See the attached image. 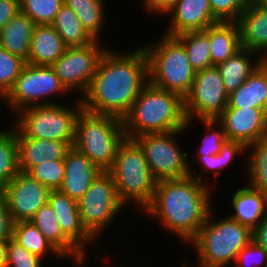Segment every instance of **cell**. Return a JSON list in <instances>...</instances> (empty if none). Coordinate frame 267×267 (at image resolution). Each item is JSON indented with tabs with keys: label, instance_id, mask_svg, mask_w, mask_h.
Instances as JSON below:
<instances>
[{
	"label": "cell",
	"instance_id": "cell-1",
	"mask_svg": "<svg viewBox=\"0 0 267 267\" xmlns=\"http://www.w3.org/2000/svg\"><path fill=\"white\" fill-rule=\"evenodd\" d=\"M148 82V58L142 46L124 54L107 48L81 96L83 109L123 119Z\"/></svg>",
	"mask_w": 267,
	"mask_h": 267
},
{
	"label": "cell",
	"instance_id": "cell-2",
	"mask_svg": "<svg viewBox=\"0 0 267 267\" xmlns=\"http://www.w3.org/2000/svg\"><path fill=\"white\" fill-rule=\"evenodd\" d=\"M209 187L190 176L159 180L153 199L144 210L147 216L152 215L150 218H158L167 232L190 243L211 211Z\"/></svg>",
	"mask_w": 267,
	"mask_h": 267
},
{
	"label": "cell",
	"instance_id": "cell-3",
	"mask_svg": "<svg viewBox=\"0 0 267 267\" xmlns=\"http://www.w3.org/2000/svg\"><path fill=\"white\" fill-rule=\"evenodd\" d=\"M122 120L129 139L145 133L185 130L184 98L148 82Z\"/></svg>",
	"mask_w": 267,
	"mask_h": 267
},
{
	"label": "cell",
	"instance_id": "cell-4",
	"mask_svg": "<svg viewBox=\"0 0 267 267\" xmlns=\"http://www.w3.org/2000/svg\"><path fill=\"white\" fill-rule=\"evenodd\" d=\"M212 215L211 210L190 243L199 267H226L234 264L238 253L252 241V231L229 216L214 221Z\"/></svg>",
	"mask_w": 267,
	"mask_h": 267
},
{
	"label": "cell",
	"instance_id": "cell-5",
	"mask_svg": "<svg viewBox=\"0 0 267 267\" xmlns=\"http://www.w3.org/2000/svg\"><path fill=\"white\" fill-rule=\"evenodd\" d=\"M125 138L121 118L94 114L83 109L76 121L73 147L101 171H108L113 165L119 145Z\"/></svg>",
	"mask_w": 267,
	"mask_h": 267
},
{
	"label": "cell",
	"instance_id": "cell-6",
	"mask_svg": "<svg viewBox=\"0 0 267 267\" xmlns=\"http://www.w3.org/2000/svg\"><path fill=\"white\" fill-rule=\"evenodd\" d=\"M114 180L120 201L130 200L145 209L153 199L157 180L153 177L144 152L134 139L125 138L107 171ZM140 204V205H138Z\"/></svg>",
	"mask_w": 267,
	"mask_h": 267
},
{
	"label": "cell",
	"instance_id": "cell-7",
	"mask_svg": "<svg viewBox=\"0 0 267 267\" xmlns=\"http://www.w3.org/2000/svg\"><path fill=\"white\" fill-rule=\"evenodd\" d=\"M155 42L143 46L148 58L149 82L184 98L196 74L184 46L175 37L165 34Z\"/></svg>",
	"mask_w": 267,
	"mask_h": 267
},
{
	"label": "cell",
	"instance_id": "cell-8",
	"mask_svg": "<svg viewBox=\"0 0 267 267\" xmlns=\"http://www.w3.org/2000/svg\"><path fill=\"white\" fill-rule=\"evenodd\" d=\"M76 104L74 108L61 103L23 108L15 114L14 126L24 137L74 142L76 121L83 110L81 99Z\"/></svg>",
	"mask_w": 267,
	"mask_h": 267
},
{
	"label": "cell",
	"instance_id": "cell-9",
	"mask_svg": "<svg viewBox=\"0 0 267 267\" xmlns=\"http://www.w3.org/2000/svg\"><path fill=\"white\" fill-rule=\"evenodd\" d=\"M69 92L51 66L25 64L13 87L2 98L16 114L23 108L58 104L49 97ZM49 98V99H48ZM45 100V101H44Z\"/></svg>",
	"mask_w": 267,
	"mask_h": 267
},
{
	"label": "cell",
	"instance_id": "cell-10",
	"mask_svg": "<svg viewBox=\"0 0 267 267\" xmlns=\"http://www.w3.org/2000/svg\"><path fill=\"white\" fill-rule=\"evenodd\" d=\"M77 204L81 223L94 240L126 206L120 201L114 180L107 171L100 173Z\"/></svg>",
	"mask_w": 267,
	"mask_h": 267
},
{
	"label": "cell",
	"instance_id": "cell-11",
	"mask_svg": "<svg viewBox=\"0 0 267 267\" xmlns=\"http://www.w3.org/2000/svg\"><path fill=\"white\" fill-rule=\"evenodd\" d=\"M185 130L166 133H145L134 138L142 148L153 177L181 179L189 176L188 153L183 152L176 142V136Z\"/></svg>",
	"mask_w": 267,
	"mask_h": 267
},
{
	"label": "cell",
	"instance_id": "cell-12",
	"mask_svg": "<svg viewBox=\"0 0 267 267\" xmlns=\"http://www.w3.org/2000/svg\"><path fill=\"white\" fill-rule=\"evenodd\" d=\"M228 94L225 91L223 79L217 66L199 70L189 93L184 97L185 128L192 120L217 119L227 107Z\"/></svg>",
	"mask_w": 267,
	"mask_h": 267
},
{
	"label": "cell",
	"instance_id": "cell-13",
	"mask_svg": "<svg viewBox=\"0 0 267 267\" xmlns=\"http://www.w3.org/2000/svg\"><path fill=\"white\" fill-rule=\"evenodd\" d=\"M99 41L101 40L84 46L67 47L65 53L51 65L69 92L78 90L84 95L88 90L98 62L107 50Z\"/></svg>",
	"mask_w": 267,
	"mask_h": 267
},
{
	"label": "cell",
	"instance_id": "cell-14",
	"mask_svg": "<svg viewBox=\"0 0 267 267\" xmlns=\"http://www.w3.org/2000/svg\"><path fill=\"white\" fill-rule=\"evenodd\" d=\"M49 192L47 187L24 172H19L0 190L14 223L30 221L35 213L48 202Z\"/></svg>",
	"mask_w": 267,
	"mask_h": 267
},
{
	"label": "cell",
	"instance_id": "cell-15",
	"mask_svg": "<svg viewBox=\"0 0 267 267\" xmlns=\"http://www.w3.org/2000/svg\"><path fill=\"white\" fill-rule=\"evenodd\" d=\"M223 127L226 139L244 144L267 138V111L260 108H225L216 119Z\"/></svg>",
	"mask_w": 267,
	"mask_h": 267
},
{
	"label": "cell",
	"instance_id": "cell-16",
	"mask_svg": "<svg viewBox=\"0 0 267 267\" xmlns=\"http://www.w3.org/2000/svg\"><path fill=\"white\" fill-rule=\"evenodd\" d=\"M169 25L165 35L175 37L179 34L202 31L220 22L212 13L209 0H178L167 12ZM171 21V22H170Z\"/></svg>",
	"mask_w": 267,
	"mask_h": 267
},
{
	"label": "cell",
	"instance_id": "cell-17",
	"mask_svg": "<svg viewBox=\"0 0 267 267\" xmlns=\"http://www.w3.org/2000/svg\"><path fill=\"white\" fill-rule=\"evenodd\" d=\"M48 204L57 216L63 235L87 258L86 246L95 240L81 223L77 201L60 190H50Z\"/></svg>",
	"mask_w": 267,
	"mask_h": 267
},
{
	"label": "cell",
	"instance_id": "cell-18",
	"mask_svg": "<svg viewBox=\"0 0 267 267\" xmlns=\"http://www.w3.org/2000/svg\"><path fill=\"white\" fill-rule=\"evenodd\" d=\"M64 167L65 175L62 187L59 190L77 202L102 172L84 154L77 151L74 147L67 152L64 158Z\"/></svg>",
	"mask_w": 267,
	"mask_h": 267
},
{
	"label": "cell",
	"instance_id": "cell-19",
	"mask_svg": "<svg viewBox=\"0 0 267 267\" xmlns=\"http://www.w3.org/2000/svg\"><path fill=\"white\" fill-rule=\"evenodd\" d=\"M20 172L26 173L31 167L44 160H64L74 142L24 137L15 128Z\"/></svg>",
	"mask_w": 267,
	"mask_h": 267
},
{
	"label": "cell",
	"instance_id": "cell-20",
	"mask_svg": "<svg viewBox=\"0 0 267 267\" xmlns=\"http://www.w3.org/2000/svg\"><path fill=\"white\" fill-rule=\"evenodd\" d=\"M236 22L241 48L261 55L267 49V7L249 1Z\"/></svg>",
	"mask_w": 267,
	"mask_h": 267
},
{
	"label": "cell",
	"instance_id": "cell-21",
	"mask_svg": "<svg viewBox=\"0 0 267 267\" xmlns=\"http://www.w3.org/2000/svg\"><path fill=\"white\" fill-rule=\"evenodd\" d=\"M67 46L51 24L35 25L27 64L51 66Z\"/></svg>",
	"mask_w": 267,
	"mask_h": 267
},
{
	"label": "cell",
	"instance_id": "cell-22",
	"mask_svg": "<svg viewBox=\"0 0 267 267\" xmlns=\"http://www.w3.org/2000/svg\"><path fill=\"white\" fill-rule=\"evenodd\" d=\"M45 238L65 257L73 256L76 265L86 264V257L63 235L60 224L54 210L48 204H44L30 220Z\"/></svg>",
	"mask_w": 267,
	"mask_h": 267
},
{
	"label": "cell",
	"instance_id": "cell-23",
	"mask_svg": "<svg viewBox=\"0 0 267 267\" xmlns=\"http://www.w3.org/2000/svg\"><path fill=\"white\" fill-rule=\"evenodd\" d=\"M231 200L234 213L229 217L251 231L258 226L267 213V197L249 185L235 191Z\"/></svg>",
	"mask_w": 267,
	"mask_h": 267
},
{
	"label": "cell",
	"instance_id": "cell-24",
	"mask_svg": "<svg viewBox=\"0 0 267 267\" xmlns=\"http://www.w3.org/2000/svg\"><path fill=\"white\" fill-rule=\"evenodd\" d=\"M249 107L267 111V69L261 64L237 90L228 95L226 108Z\"/></svg>",
	"mask_w": 267,
	"mask_h": 267
},
{
	"label": "cell",
	"instance_id": "cell-25",
	"mask_svg": "<svg viewBox=\"0 0 267 267\" xmlns=\"http://www.w3.org/2000/svg\"><path fill=\"white\" fill-rule=\"evenodd\" d=\"M35 23L19 11L0 31V47L27 62Z\"/></svg>",
	"mask_w": 267,
	"mask_h": 267
},
{
	"label": "cell",
	"instance_id": "cell-26",
	"mask_svg": "<svg viewBox=\"0 0 267 267\" xmlns=\"http://www.w3.org/2000/svg\"><path fill=\"white\" fill-rule=\"evenodd\" d=\"M257 55L259 56L254 51L241 48L225 62L217 65L228 95L237 90L261 64L260 57H257L256 61H252L253 58H256L253 56Z\"/></svg>",
	"mask_w": 267,
	"mask_h": 267
},
{
	"label": "cell",
	"instance_id": "cell-27",
	"mask_svg": "<svg viewBox=\"0 0 267 267\" xmlns=\"http://www.w3.org/2000/svg\"><path fill=\"white\" fill-rule=\"evenodd\" d=\"M210 42L211 65L217 66L241 49L237 22H218L210 26Z\"/></svg>",
	"mask_w": 267,
	"mask_h": 267
},
{
	"label": "cell",
	"instance_id": "cell-28",
	"mask_svg": "<svg viewBox=\"0 0 267 267\" xmlns=\"http://www.w3.org/2000/svg\"><path fill=\"white\" fill-rule=\"evenodd\" d=\"M51 25L67 47L84 46L95 41L84 29L76 13L66 4L60 7Z\"/></svg>",
	"mask_w": 267,
	"mask_h": 267
},
{
	"label": "cell",
	"instance_id": "cell-29",
	"mask_svg": "<svg viewBox=\"0 0 267 267\" xmlns=\"http://www.w3.org/2000/svg\"><path fill=\"white\" fill-rule=\"evenodd\" d=\"M175 38L184 46L191 67L197 72L211 67L210 26L202 31L179 34Z\"/></svg>",
	"mask_w": 267,
	"mask_h": 267
},
{
	"label": "cell",
	"instance_id": "cell-30",
	"mask_svg": "<svg viewBox=\"0 0 267 267\" xmlns=\"http://www.w3.org/2000/svg\"><path fill=\"white\" fill-rule=\"evenodd\" d=\"M12 239L42 259L50 252L54 257L59 256V259L63 257L31 221L13 223Z\"/></svg>",
	"mask_w": 267,
	"mask_h": 267
},
{
	"label": "cell",
	"instance_id": "cell-31",
	"mask_svg": "<svg viewBox=\"0 0 267 267\" xmlns=\"http://www.w3.org/2000/svg\"><path fill=\"white\" fill-rule=\"evenodd\" d=\"M105 0H64L77 15L84 29L94 39L101 38L102 27L105 26Z\"/></svg>",
	"mask_w": 267,
	"mask_h": 267
},
{
	"label": "cell",
	"instance_id": "cell-32",
	"mask_svg": "<svg viewBox=\"0 0 267 267\" xmlns=\"http://www.w3.org/2000/svg\"><path fill=\"white\" fill-rule=\"evenodd\" d=\"M246 152V146L240 142L233 141V140H226L222 146L221 150L218 154L210 155V156H196L198 162L200 161L201 174H197L192 171L191 165L189 166V176L194 177L200 183H204L208 185L207 182L202 180V176L204 173L213 172V174L218 176L222 172V168H225L229 163H232L239 154H243ZM238 155V156H237Z\"/></svg>",
	"mask_w": 267,
	"mask_h": 267
},
{
	"label": "cell",
	"instance_id": "cell-33",
	"mask_svg": "<svg viewBox=\"0 0 267 267\" xmlns=\"http://www.w3.org/2000/svg\"><path fill=\"white\" fill-rule=\"evenodd\" d=\"M12 130V131H11ZM20 172L18 144L14 129L0 131V190Z\"/></svg>",
	"mask_w": 267,
	"mask_h": 267
},
{
	"label": "cell",
	"instance_id": "cell-34",
	"mask_svg": "<svg viewBox=\"0 0 267 267\" xmlns=\"http://www.w3.org/2000/svg\"><path fill=\"white\" fill-rule=\"evenodd\" d=\"M249 149L252 151L249 152V158L246 161L247 173L250 177L248 185L267 197V138L248 145L246 150Z\"/></svg>",
	"mask_w": 267,
	"mask_h": 267
},
{
	"label": "cell",
	"instance_id": "cell-35",
	"mask_svg": "<svg viewBox=\"0 0 267 267\" xmlns=\"http://www.w3.org/2000/svg\"><path fill=\"white\" fill-rule=\"evenodd\" d=\"M26 174L49 190H59L65 175L64 160H44L31 167Z\"/></svg>",
	"mask_w": 267,
	"mask_h": 267
},
{
	"label": "cell",
	"instance_id": "cell-36",
	"mask_svg": "<svg viewBox=\"0 0 267 267\" xmlns=\"http://www.w3.org/2000/svg\"><path fill=\"white\" fill-rule=\"evenodd\" d=\"M64 0H20V11L35 25L52 24Z\"/></svg>",
	"mask_w": 267,
	"mask_h": 267
},
{
	"label": "cell",
	"instance_id": "cell-37",
	"mask_svg": "<svg viewBox=\"0 0 267 267\" xmlns=\"http://www.w3.org/2000/svg\"><path fill=\"white\" fill-rule=\"evenodd\" d=\"M26 62L0 47V99L13 87Z\"/></svg>",
	"mask_w": 267,
	"mask_h": 267
},
{
	"label": "cell",
	"instance_id": "cell-38",
	"mask_svg": "<svg viewBox=\"0 0 267 267\" xmlns=\"http://www.w3.org/2000/svg\"><path fill=\"white\" fill-rule=\"evenodd\" d=\"M198 121H201V124L204 125L206 129L208 128V130L205 131L207 133L201 142V147L195 154L197 156H210L218 154L221 150L222 144L227 140L222 125L216 119ZM218 125L219 127H217Z\"/></svg>",
	"mask_w": 267,
	"mask_h": 267
},
{
	"label": "cell",
	"instance_id": "cell-39",
	"mask_svg": "<svg viewBox=\"0 0 267 267\" xmlns=\"http://www.w3.org/2000/svg\"><path fill=\"white\" fill-rule=\"evenodd\" d=\"M43 259L30 253L12 238L7 241L5 267H42Z\"/></svg>",
	"mask_w": 267,
	"mask_h": 267
},
{
	"label": "cell",
	"instance_id": "cell-40",
	"mask_svg": "<svg viewBox=\"0 0 267 267\" xmlns=\"http://www.w3.org/2000/svg\"><path fill=\"white\" fill-rule=\"evenodd\" d=\"M250 0H209L213 15L220 22H236Z\"/></svg>",
	"mask_w": 267,
	"mask_h": 267
},
{
	"label": "cell",
	"instance_id": "cell-41",
	"mask_svg": "<svg viewBox=\"0 0 267 267\" xmlns=\"http://www.w3.org/2000/svg\"><path fill=\"white\" fill-rule=\"evenodd\" d=\"M236 267H267V251L253 240L237 255Z\"/></svg>",
	"mask_w": 267,
	"mask_h": 267
},
{
	"label": "cell",
	"instance_id": "cell-42",
	"mask_svg": "<svg viewBox=\"0 0 267 267\" xmlns=\"http://www.w3.org/2000/svg\"><path fill=\"white\" fill-rule=\"evenodd\" d=\"M13 221L4 196L0 193V241L12 238Z\"/></svg>",
	"mask_w": 267,
	"mask_h": 267
},
{
	"label": "cell",
	"instance_id": "cell-43",
	"mask_svg": "<svg viewBox=\"0 0 267 267\" xmlns=\"http://www.w3.org/2000/svg\"><path fill=\"white\" fill-rule=\"evenodd\" d=\"M20 11V0H0V31Z\"/></svg>",
	"mask_w": 267,
	"mask_h": 267
},
{
	"label": "cell",
	"instance_id": "cell-44",
	"mask_svg": "<svg viewBox=\"0 0 267 267\" xmlns=\"http://www.w3.org/2000/svg\"><path fill=\"white\" fill-rule=\"evenodd\" d=\"M145 9L148 12L156 13V15H165L178 0H143ZM159 13V14H158Z\"/></svg>",
	"mask_w": 267,
	"mask_h": 267
},
{
	"label": "cell",
	"instance_id": "cell-45",
	"mask_svg": "<svg viewBox=\"0 0 267 267\" xmlns=\"http://www.w3.org/2000/svg\"><path fill=\"white\" fill-rule=\"evenodd\" d=\"M252 240L267 251V213L252 231Z\"/></svg>",
	"mask_w": 267,
	"mask_h": 267
},
{
	"label": "cell",
	"instance_id": "cell-46",
	"mask_svg": "<svg viewBox=\"0 0 267 267\" xmlns=\"http://www.w3.org/2000/svg\"><path fill=\"white\" fill-rule=\"evenodd\" d=\"M7 241H0V267L6 265Z\"/></svg>",
	"mask_w": 267,
	"mask_h": 267
},
{
	"label": "cell",
	"instance_id": "cell-47",
	"mask_svg": "<svg viewBox=\"0 0 267 267\" xmlns=\"http://www.w3.org/2000/svg\"><path fill=\"white\" fill-rule=\"evenodd\" d=\"M261 65L267 69V49L260 55Z\"/></svg>",
	"mask_w": 267,
	"mask_h": 267
},
{
	"label": "cell",
	"instance_id": "cell-48",
	"mask_svg": "<svg viewBox=\"0 0 267 267\" xmlns=\"http://www.w3.org/2000/svg\"><path fill=\"white\" fill-rule=\"evenodd\" d=\"M250 2L267 7V0H250Z\"/></svg>",
	"mask_w": 267,
	"mask_h": 267
},
{
	"label": "cell",
	"instance_id": "cell-49",
	"mask_svg": "<svg viewBox=\"0 0 267 267\" xmlns=\"http://www.w3.org/2000/svg\"><path fill=\"white\" fill-rule=\"evenodd\" d=\"M182 267H188L187 263H185Z\"/></svg>",
	"mask_w": 267,
	"mask_h": 267
}]
</instances>
